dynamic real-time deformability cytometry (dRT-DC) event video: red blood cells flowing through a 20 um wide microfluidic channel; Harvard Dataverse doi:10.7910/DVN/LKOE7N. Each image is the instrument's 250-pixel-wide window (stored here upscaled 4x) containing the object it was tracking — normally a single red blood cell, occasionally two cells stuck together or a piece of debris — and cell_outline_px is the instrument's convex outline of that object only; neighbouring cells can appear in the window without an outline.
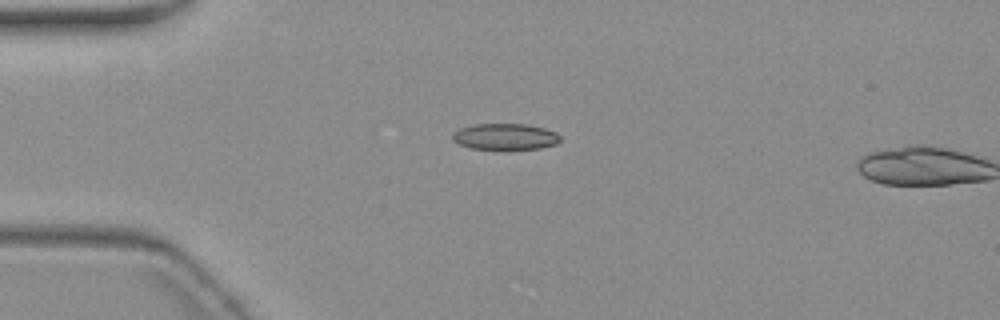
{"species": "common noctule bat (a hibernating species)", "species_latin": "Nyctalus noctula", "temperature_condition": "warm", "stored_images_in_passage": 2, "camera_frame_rate_fps": 3000, "um_per_image_px": 0.085, "animal": {"sex": "female", "body_mass_g": 19.3, "forearm_length_mm": 54.1}, "frame": {"image": 1, "passage_image": 1, "time_ms": 0.0, "image_size_px": [1000, 320], "cell_outline_px": [[560, 140], [556, 144], [540, 148], [472, 148], [460, 144], [452, 140], [452, 132], [460, 128], [476, 124], [528, 124], [544, 128], [556, 132], [560, 136]], "centroid_in_image_um": [42.94, 11.59], "position_along_channel_um": 42.1, "area_um2": 16.18}}